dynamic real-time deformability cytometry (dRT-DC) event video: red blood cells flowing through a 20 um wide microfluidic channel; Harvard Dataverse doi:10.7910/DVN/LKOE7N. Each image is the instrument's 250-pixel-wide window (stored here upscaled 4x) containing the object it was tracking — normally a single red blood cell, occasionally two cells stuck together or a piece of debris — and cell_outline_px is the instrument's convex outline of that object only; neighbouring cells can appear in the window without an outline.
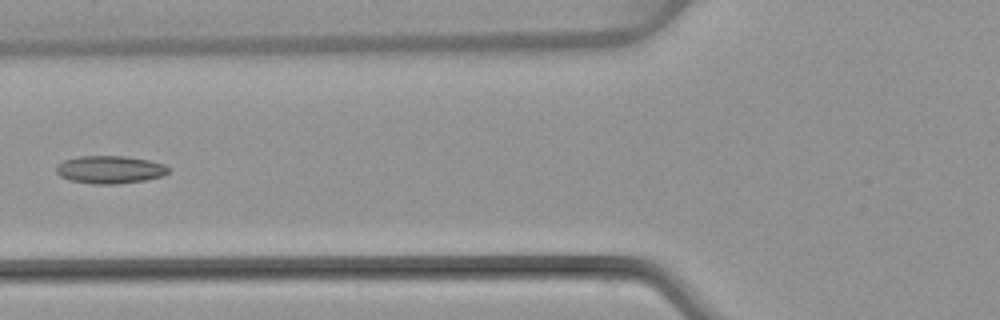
{"species": "common noctule bat (a hibernating species)", "species_latin": "Nyctalus noctula", "temperature_condition": "warm", "stored_images_in_passage": 5, "camera_frame_rate_fps": 3000, "um_per_image_px": 0.085, "animal": {"sex": "female", "body_mass_g": 22.7, "forearm_length_mm": 54.2}, "frame": {"image": 1, "passage_image": 5, "time_ms": 5.667, "image_size_px": [1000, 320], "cell_outline_px": [[172, 168], [164, 176], [144, 180], [116, 184], [92, 184], [68, 180], [60, 176], [56, 172], [56, 164], [64, 160], [80, 156], [124, 156], [148, 160], [164, 164]], "centroid_in_image_um": [9.34, 14.42], "position_along_channel_um": 116.5, "area_um2": 18.32}}